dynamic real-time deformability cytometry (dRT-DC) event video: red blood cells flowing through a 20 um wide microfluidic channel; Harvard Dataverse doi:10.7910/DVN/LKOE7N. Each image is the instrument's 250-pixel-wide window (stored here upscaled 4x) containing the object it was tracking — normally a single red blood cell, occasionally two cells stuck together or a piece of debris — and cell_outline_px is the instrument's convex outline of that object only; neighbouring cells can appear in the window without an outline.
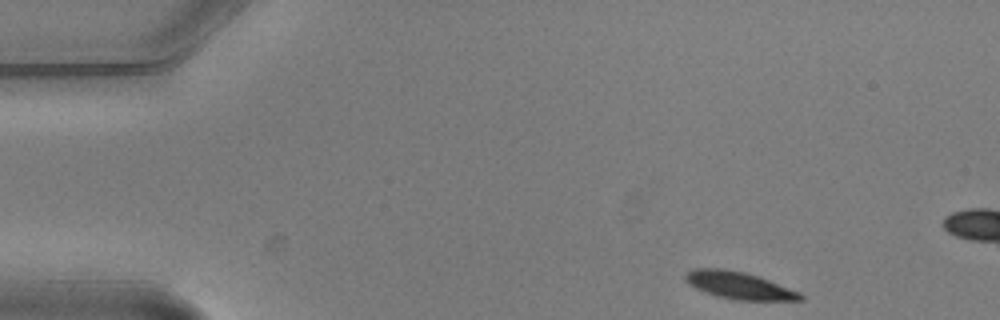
{"species": "common noctule bat (a hibernating species)", "species_latin": "Nyctalus noctula", "temperature_condition": "warm", "stored_images_in_passage": 3, "camera_frame_rate_fps": 3000, "um_per_image_px": 0.085, "animal": {"sex": "male", "body_mass_g": 20.5, "forearm_length_mm": 52.5}, "frame": {"image": 1, "passage_image": 1, "time_ms": 0.0, "image_size_px": [1000, 320], "cell_outline_px": [[804, 300], [736, 300], [716, 296], [696, 288], [688, 284], [684, 280], [684, 276], [692, 268], [724, 268], [744, 272], [768, 280], [800, 292], [804, 296]], "centroid_in_image_um": [62.78, 24.26], "position_along_channel_um": 22.2, "area_um2": 18.15}}